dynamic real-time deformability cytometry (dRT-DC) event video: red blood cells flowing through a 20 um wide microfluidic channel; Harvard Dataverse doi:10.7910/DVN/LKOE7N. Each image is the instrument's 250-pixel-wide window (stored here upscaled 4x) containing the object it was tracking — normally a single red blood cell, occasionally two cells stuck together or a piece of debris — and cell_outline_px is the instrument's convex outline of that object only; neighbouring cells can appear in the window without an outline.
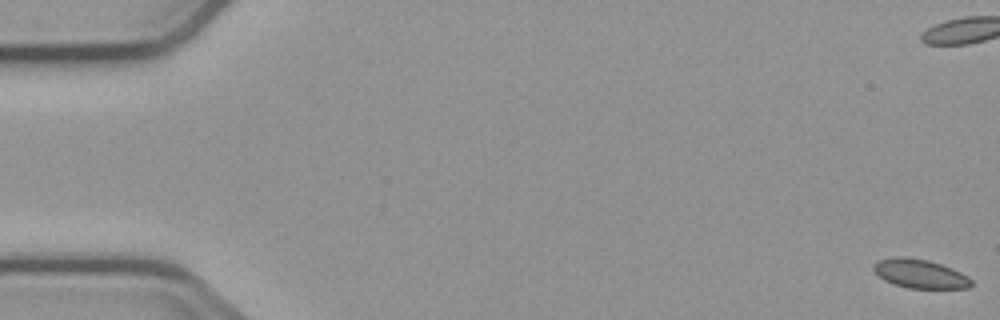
{"species": "common noctule bat (a hibernating species)", "species_latin": "Nyctalus noctula", "temperature_condition": "cold", "stored_images_in_passage": 8, "segment_of_instrument_passage": [1, 2], "camera_frame_rate_fps": 3000, "um_per_image_px": 0.085, "animal": {"sex": "male", "body_mass_g": 23.1, "forearm_length_mm": 52.7}, "frame": {"image": 1, "passage_image": 1, "time_ms": 0.0, "image_size_px": [1000, 320], "cell_outline_px": [[972, 284], [968, 288], [908, 288], [892, 284], [884, 280], [872, 268], [880, 260], [900, 256], [928, 260], [952, 268], [968, 276], [972, 280]], "centroid_in_image_um": [78.23, 23.28], "position_along_channel_um": 6.8, "area_um2": 16.24}}
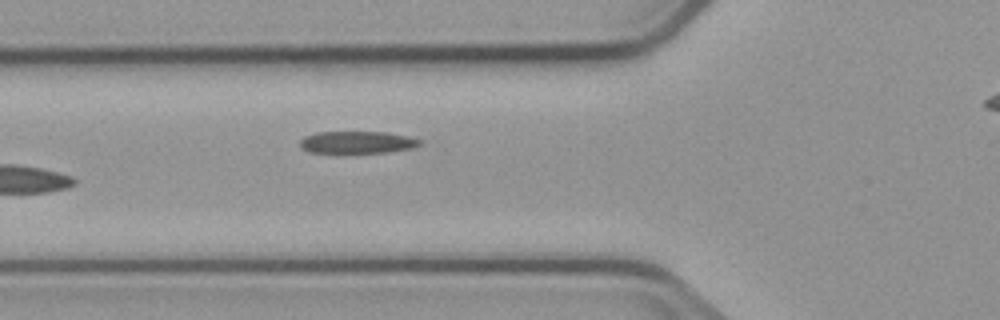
{"frame": {"image": 2, "passage_image": 7, "time_ms": 7.333, "image_size_px": [1000, 320], "cell_outline_px": [[420, 144], [412, 148], [388, 152], [308, 152], [300, 148], [300, 140], [304, 136], [316, 132], [388, 132], [408, 136], [420, 140]], "centroid_in_image_um": [30.33, 12.08], "position_along_channel_um": 95.5, "area_um2": 15.37}}